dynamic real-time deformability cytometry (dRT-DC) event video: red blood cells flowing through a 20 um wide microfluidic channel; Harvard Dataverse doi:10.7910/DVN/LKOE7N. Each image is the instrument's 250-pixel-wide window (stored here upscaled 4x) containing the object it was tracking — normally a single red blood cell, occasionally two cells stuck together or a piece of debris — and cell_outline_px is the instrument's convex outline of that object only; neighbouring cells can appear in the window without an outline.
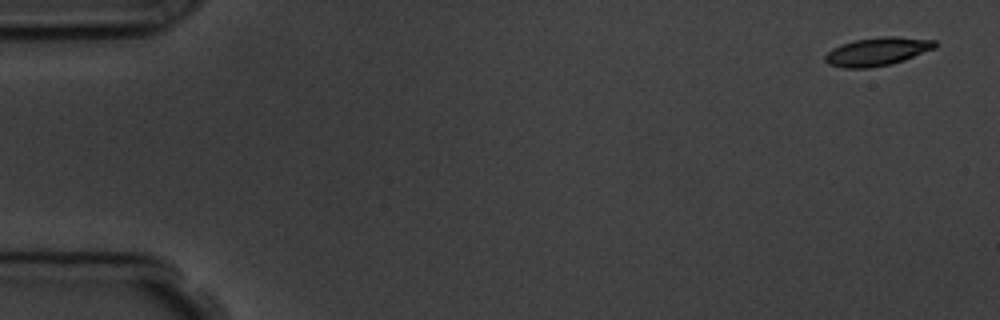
{"species": "common noctule bat (a hibernating species)", "species_latin": "Nyctalus noctula", "temperature_condition": "room temperature", "stored_images_in_passage": 5, "segment_of_instrument_passage": [1, 2], "camera_frame_rate_fps": 3000, "um_per_image_px": 0.085, "animal": {"sex": "male", "body_mass_g": 19.5, "forearm_length_mm": 54.6}, "frame": {"image": 1, "passage_image": 1, "time_ms": 0.0, "image_size_px": [1000, 320], "cell_outline_px": [[936, 48], [904, 60], [888, 64], [868, 68], [844, 68], [828, 64], [824, 60], [824, 56], [832, 48], [840, 44], [856, 40], [880, 36], [896, 36], [936, 40]], "centroid_in_image_um": [74.56, 4.37], "position_along_channel_um": 10.4, "area_um2": 18.15}}
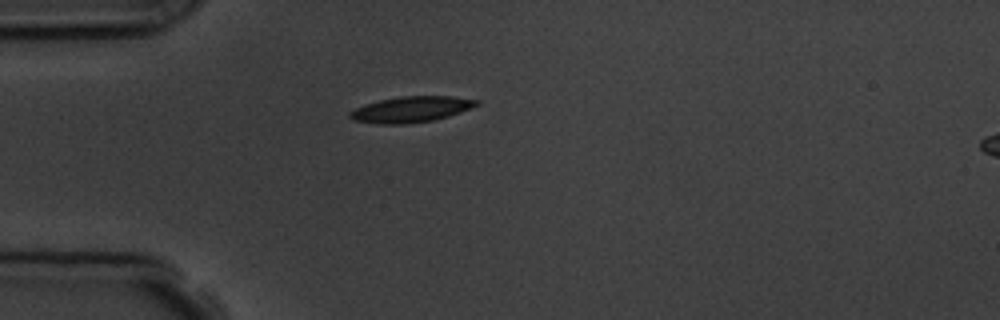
{"frame": {"image": 2, "passage_image": 4, "time_ms": 4.333, "image_size_px": [1000, 320], "cell_outline_px": [[480, 104], [460, 112], [448, 116], [432, 120], [404, 124], [380, 124], [352, 120], [348, 116], [348, 112], [364, 104], [380, 100], [400, 96], [452, 96], [480, 100]], "centroid_in_image_um": [34.92, 9.29], "position_along_channel_um": 50.1, "area_um2": 19.07}}